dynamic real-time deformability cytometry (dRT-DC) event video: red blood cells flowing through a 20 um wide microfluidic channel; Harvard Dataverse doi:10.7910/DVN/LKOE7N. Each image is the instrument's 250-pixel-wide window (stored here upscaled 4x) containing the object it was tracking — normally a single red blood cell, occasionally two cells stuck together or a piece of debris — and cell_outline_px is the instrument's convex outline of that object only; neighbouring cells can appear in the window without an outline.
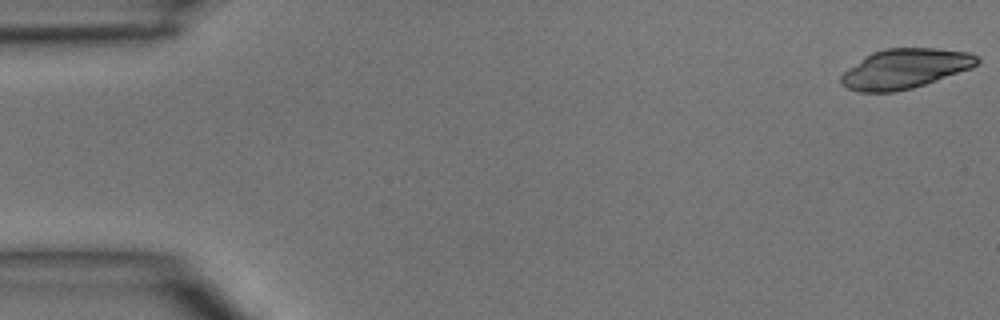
{"species": "common noctule bat (a hibernating species)", "species_latin": "Nyctalus noctula", "temperature_condition": "room temperature", "stored_images_in_passage": 4, "camera_frame_rate_fps": 3000, "um_per_image_px": 0.085, "animal": {"sex": "male", "body_mass_g": 15.6}, "frame": {"image": 1, "passage_image": 1, "time_ms": 0.0, "image_size_px": [1000, 320], "cell_outline_px": [[980, 60], [972, 68], [912, 88], [892, 92], [860, 92], [848, 88], [840, 84], [840, 76], [848, 68], [872, 52], [884, 48], [936, 48], [968, 52], [976, 56]], "centroid_in_image_um": [76.9, 5.83], "position_along_channel_um": 8.1, "area_um2": 31.27}}